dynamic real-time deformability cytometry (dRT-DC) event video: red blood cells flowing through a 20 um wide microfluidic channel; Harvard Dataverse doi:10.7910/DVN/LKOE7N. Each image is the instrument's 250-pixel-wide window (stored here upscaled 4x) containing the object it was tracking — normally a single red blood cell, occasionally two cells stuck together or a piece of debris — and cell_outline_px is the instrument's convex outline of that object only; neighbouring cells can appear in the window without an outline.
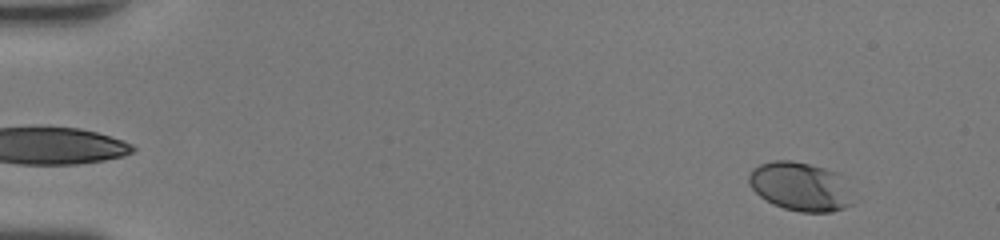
{"species": "human", "species_latin": "Homo sapiens", "temperature_condition": "room temperature", "stored_images_in_passage": 49, "camera_frame_rate_fps": 3000, "um_per_image_px": 0.085, "donor": {"sex": "female"}, "frame": {"image": 1, "passage_image": 5, "time_ms": 1.333, "image_size_px": [1000, 240], "cell_outline_px": [[852, 204], [844, 208], [832, 212], [800, 212], [784, 208], [772, 204], [760, 196], [748, 184], [748, 176], [752, 168], [760, 164], [776, 160], [792, 160], [824, 168], [832, 172]], "centroid_in_image_um": [67.85, 15.86], "position_along_channel_um": 17.2, "area_um2": 28.38}}
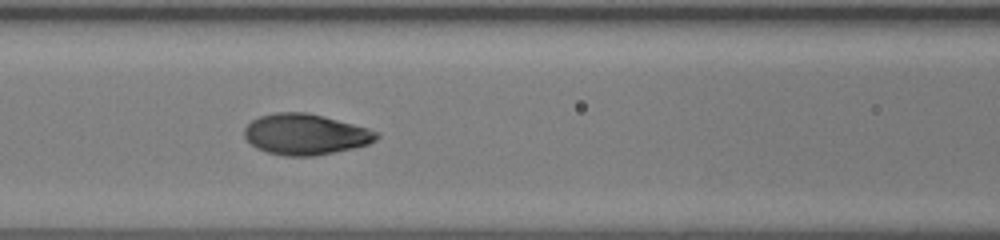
{"frame": {"image": 2, "passage_image": 23, "time_ms": 7.333, "image_size_px": [1000, 240], "cell_outline_px": [[380, 136], [376, 140], [368, 144], [352, 148], [312, 156], [284, 156], [268, 152], [256, 148], [244, 136], [244, 128], [252, 120], [260, 116], [276, 112], [304, 112], [324, 116], [368, 128], [380, 132]], "centroid_in_image_um": [25.97, 11.41], "position_along_channel_um": 140.6, "area_um2": 31.33}}
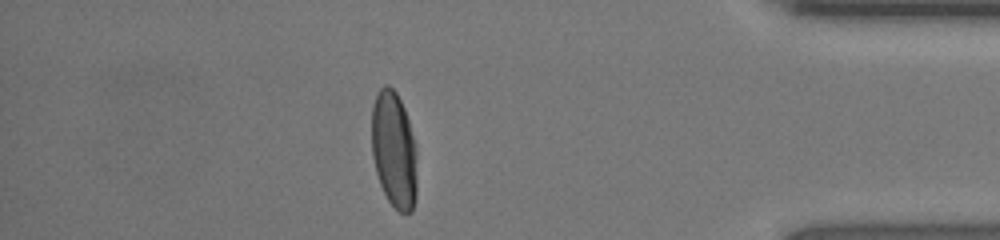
{"frame": {"image": 3, "passage_image": 43, "time_ms": 14.0, "image_size_px": [1000, 240], "cell_outline_px": [[416, 200], [412, 212], [400, 212], [388, 200], [380, 184], [376, 172], [372, 156], [372, 104], [376, 92], [384, 84], [388, 84], [396, 92], [404, 108], [408, 120], [416, 152]], "centroid_in_image_um": [33.47, 12.72], "position_along_channel_um": 401.7, "area_um2": 30.81}, "authors_computed_cell_mechanics": {"area_um2": 30.9808, "velocity_mm_per_s": 4.4127, "shape_relaxation_time_tau1_ms": 3.3083, "shape_relaxation_time_tau2_ms": null, "deformation_change_tau1": 0.1873, "deformation_change_tau2": null}}